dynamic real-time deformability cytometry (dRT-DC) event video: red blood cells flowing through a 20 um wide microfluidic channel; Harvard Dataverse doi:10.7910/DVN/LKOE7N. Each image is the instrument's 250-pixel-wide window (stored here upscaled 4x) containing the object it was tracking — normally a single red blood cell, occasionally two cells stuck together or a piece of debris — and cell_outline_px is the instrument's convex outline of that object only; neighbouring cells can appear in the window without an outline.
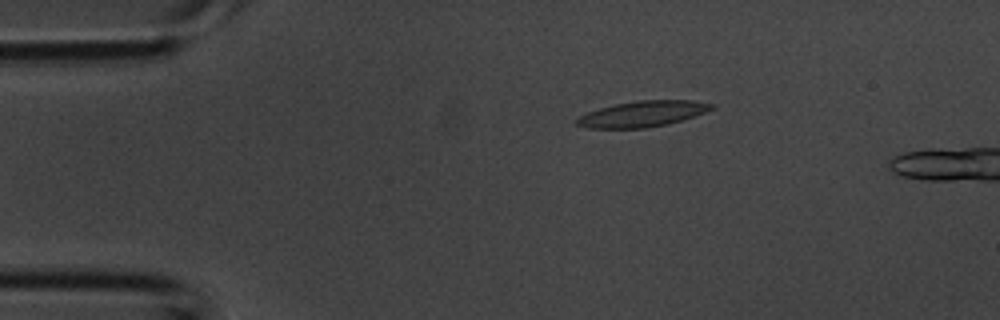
{"species": "common noctule bat (a hibernating species)", "species_latin": "Nyctalus noctula", "temperature_condition": "room temperature", "stored_images_in_passage": 6, "camera_frame_rate_fps": 3000, "um_per_image_px": 0.085, "animal": {"sex": "male", "body_mass_g": 20.1, "forearm_length_mm": 53.5}, "frame": {"image": 1, "passage_image": 3, "time_ms": 0.667, "image_size_px": [1000, 320], "cell_outline_px": [[716, 108], [684, 120], [668, 124], [644, 128], [588, 128], [576, 124], [576, 120], [580, 116], [588, 112], [600, 108], [616, 104], [640, 100], [692, 100], [716, 104]], "centroid_in_image_um": [54.69, 9.68], "position_along_channel_um": 30.3, "area_um2": 20.29}}